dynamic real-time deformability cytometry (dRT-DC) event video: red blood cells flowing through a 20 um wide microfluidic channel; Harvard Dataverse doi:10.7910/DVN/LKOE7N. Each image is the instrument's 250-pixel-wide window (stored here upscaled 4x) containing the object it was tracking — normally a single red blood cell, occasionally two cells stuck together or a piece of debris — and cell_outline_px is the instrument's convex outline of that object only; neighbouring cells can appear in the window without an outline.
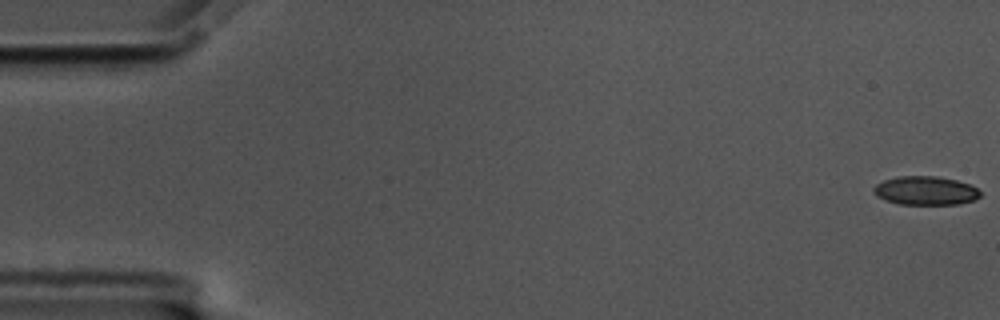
{"species": "common noctule bat (a hibernating species)", "species_latin": "Nyctalus noctula", "temperature_condition": "cold", "stored_images_in_passage": 58, "camera_frame_rate_fps": 3000, "um_per_image_px": 0.085, "animal": {"sex": "male", "body_mass_g": 17.5, "forearm_length_mm": 52.3}, "frame": {"image": 1, "passage_image": 1, "time_ms": 0.0, "image_size_px": [1000, 320], "cell_outline_px": [[980, 196], [976, 200], [960, 204], [900, 204], [884, 200], [876, 196], [872, 188], [876, 184], [884, 180], [896, 176], [936, 176], [956, 180], [972, 184], [980, 192]], "centroid_in_image_um": [78.67, 16.2], "position_along_channel_um": 6.3, "area_um2": 18.03}}
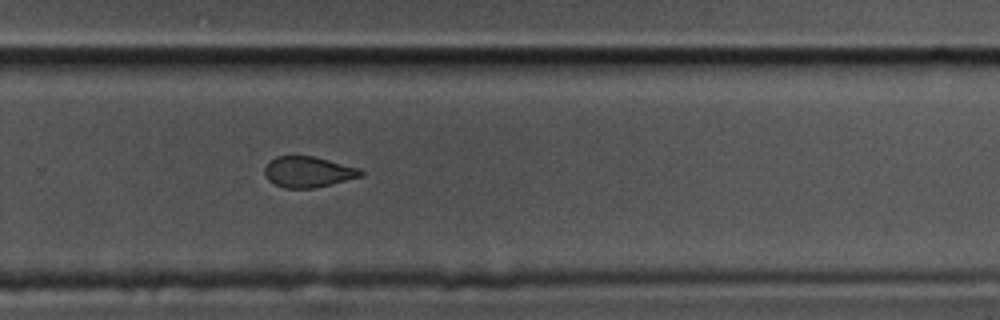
{"frame": {"image": 2, "passage_image": 39, "time_ms": 12.667, "image_size_px": [1000, 320], "cell_outline_px": [[364, 176], [316, 188], [284, 188], [268, 180], [264, 176], [264, 168], [268, 160], [276, 156], [312, 156], [360, 168], [364, 172]], "centroid_in_image_um": [26.18, 14.61], "position_along_channel_um": 303.6, "area_um2": 17.46}}
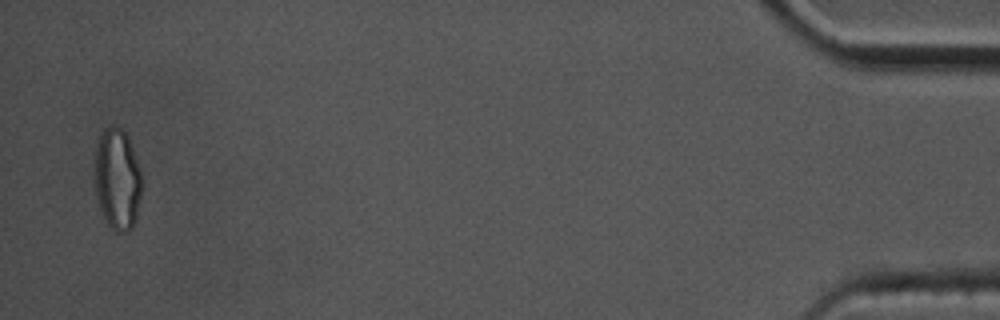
{"frame": {"image": 3, "passage_image": 57, "time_ms": 18.667, "image_size_px": [1000, 320], "cell_outline_px": [[140, 196], [136, 216], [132, 228], [128, 232], [116, 232], [104, 220], [100, 208], [96, 192], [96, 148], [100, 136], [104, 128], [112, 124], [120, 128], [128, 136], [140, 172]], "centroid_in_image_um": [9.97, 15.24], "position_along_channel_um": 425.2, "area_um2": 27.22}, "authors_computed_cell_mechanics": {"area_um2": 18.7272, "velocity_mm_per_s": 3.4811, "shape_relaxation_time_tau1_ms": 5.9402, "shape_relaxation_time_tau2_ms": 2.1377, "deformation_change_tau1": 0.1106, "deformation_change_tau2": 0.0808}}